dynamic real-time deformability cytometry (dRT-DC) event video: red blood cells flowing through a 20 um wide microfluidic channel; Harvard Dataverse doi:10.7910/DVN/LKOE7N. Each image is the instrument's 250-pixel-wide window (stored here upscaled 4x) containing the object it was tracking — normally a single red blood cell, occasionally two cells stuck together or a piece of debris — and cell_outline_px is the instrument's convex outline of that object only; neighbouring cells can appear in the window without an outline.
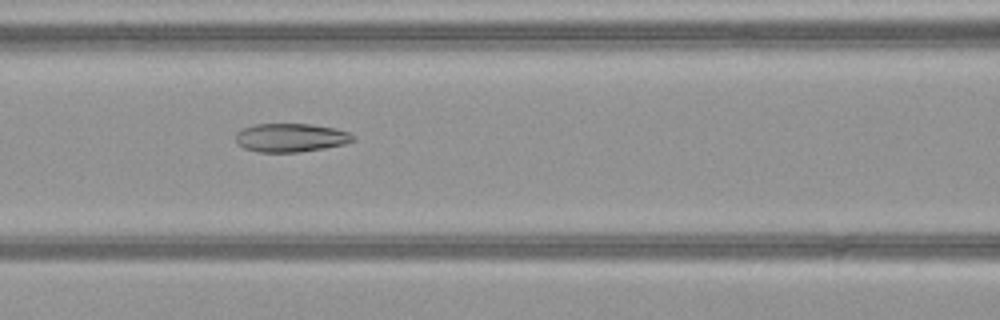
{"species": "common noctule bat (a hibernating species)", "species_latin": "Nyctalus noctula", "temperature_condition": "warm", "stored_images_in_passage": 51, "camera_frame_rate_fps": 3000, "um_per_image_px": 0.085, "animal": {"sex": "female", "body_mass_g": 21.9}, "frame": {"image": 1, "passage_image": 23, "time_ms": 7.333, "image_size_px": [1000, 320], "cell_outline_px": [[356, 140], [344, 144], [324, 148], [300, 152], [260, 152], [244, 148], [236, 140], [236, 132], [252, 124], [312, 124], [336, 128], [348, 132], [356, 136]], "centroid_in_image_um": [24.75, 11.69], "position_along_channel_um": 141.8, "area_um2": 19.59}}
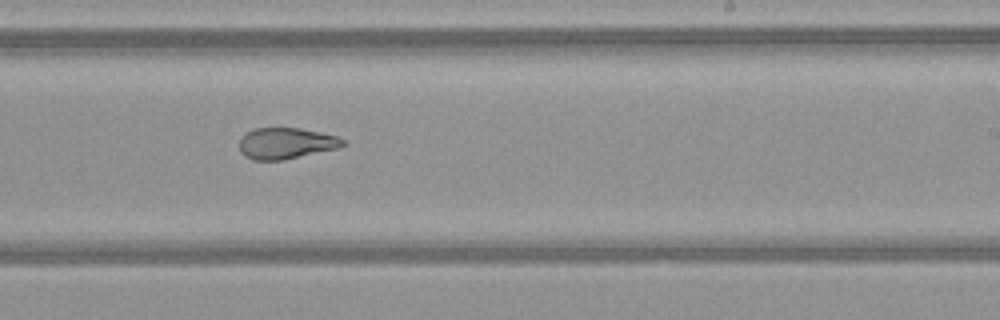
{"frame": {"image": 2, "passage_image": 32, "time_ms": 10.333, "image_size_px": [1000, 320], "cell_outline_px": [[348, 144], [340, 148], [284, 160], [252, 160], [244, 156], [240, 152], [240, 140], [248, 132], [256, 128], [300, 128], [320, 132], [336, 136], [344, 140]], "centroid_in_image_um": [24.35, 12.19], "position_along_channel_um": 264.6, "area_um2": 18.9}}
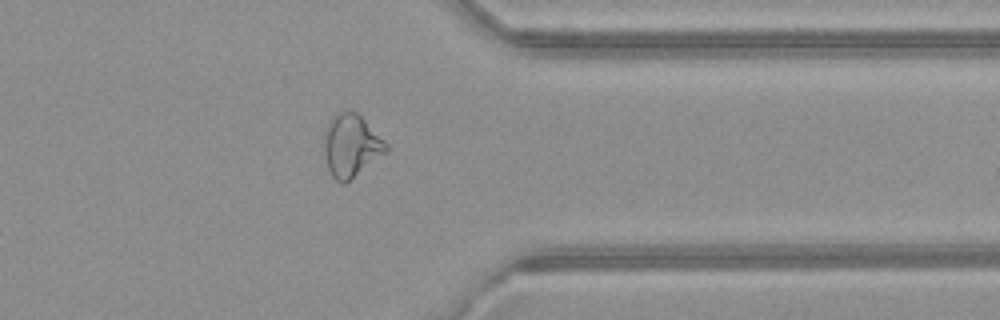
{"frame": {"image": 3, "passage_image": 41, "time_ms": 13.333, "image_size_px": [1000, 320], "cell_outline_px": [[388, 148], [384, 152], [352, 180], [344, 184], [336, 180], [332, 176], [328, 168], [324, 152], [324, 128], [328, 120], [336, 112], [356, 112], [388, 144]], "centroid_in_image_um": [29.8, 12.38], "position_along_channel_um": 381.6, "area_um2": 22.43}, "authors_computed_cell_mechanics": {"area_um2": 23.5824, "velocity_mm_per_s": 4.1016, "shape_relaxation_time_tau1_ms": null, "shape_relaxation_time_tau2_ms": 1.9032, "deformation_change_tau1": null, "deformation_change_tau2": 0.081}}